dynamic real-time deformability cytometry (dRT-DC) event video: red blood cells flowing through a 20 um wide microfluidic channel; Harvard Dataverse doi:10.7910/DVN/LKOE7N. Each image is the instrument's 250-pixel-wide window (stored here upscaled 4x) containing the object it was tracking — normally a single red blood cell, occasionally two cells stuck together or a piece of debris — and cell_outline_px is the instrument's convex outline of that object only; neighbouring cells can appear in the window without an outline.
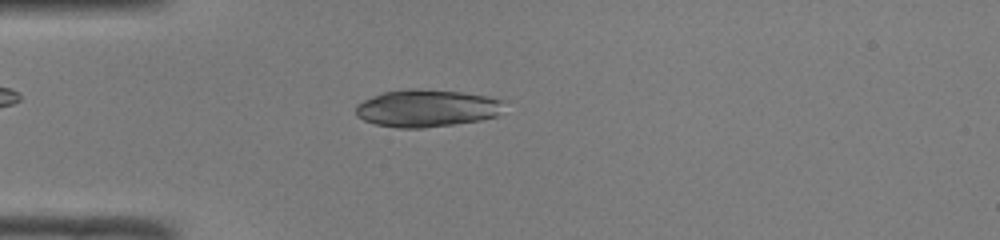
{"species": "common noctule bat (a hibernating species)", "species_latin": "Nyctalus noctula", "temperature_condition": "room temperature", "stored_images_in_passage": 49, "camera_frame_rate_fps": 3000, "um_per_image_px": 0.085, "animal": {"sex": "male", "body_mass_g": 19.0, "forearm_length_mm": 50.8}, "frame": {"image": 1, "passage_image": 14, "time_ms": 4.333, "image_size_px": [1000, 240], "cell_outline_px": [[508, 100], [500, 112], [496, 116], [480, 120], [424, 128], [400, 128], [376, 124], [364, 120], [356, 116], [356, 104], [380, 92], [412, 88], [416, 88], [460, 92], [488, 96]], "centroid_in_image_um": [36.29, 9.19], "position_along_channel_um": 48.7, "area_um2": 32.54}}
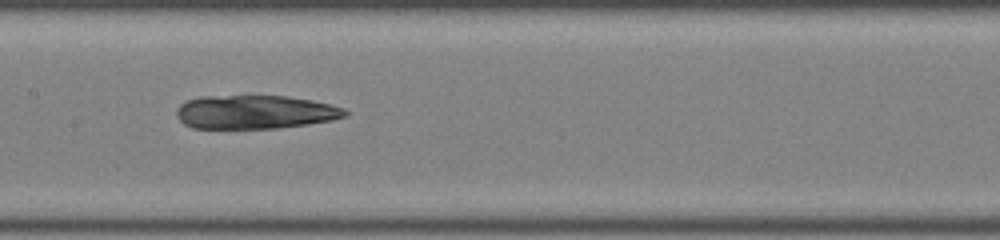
{"frame": {"image": 2, "passage_image": 25, "time_ms": 8.0, "image_size_px": [1000, 240], "cell_outline_px": [[348, 116], [332, 120], [308, 124], [276, 128], [192, 128], [184, 124], [176, 116], [176, 112], [180, 104], [188, 100], [200, 96], [288, 96], [312, 100], [332, 104], [344, 108], [348, 112]], "centroid_in_image_um": [21.7, 9.52], "position_along_channel_um": 185.7, "area_um2": 33.18}}
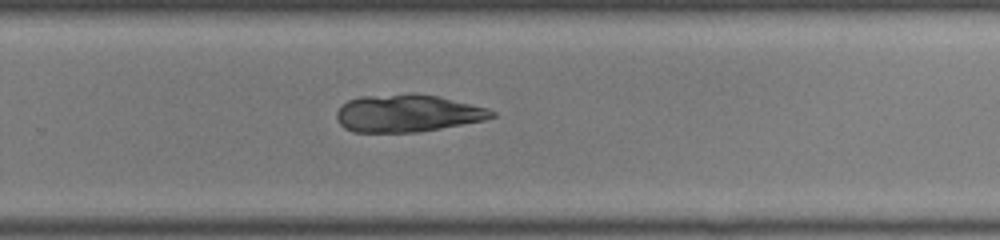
{"frame": {"image": 3, "passage_image": 33, "time_ms": 10.667, "image_size_px": [1000, 240], "cell_outline_px": [[496, 116], [484, 120], [420, 132], [352, 132], [344, 128], [336, 120], [336, 112], [348, 100], [360, 96], [408, 92], [416, 92], [436, 96], [488, 108], [496, 112]], "centroid_in_image_um": [34.61, 9.62], "position_along_channel_um": 295.2, "area_um2": 34.16}}